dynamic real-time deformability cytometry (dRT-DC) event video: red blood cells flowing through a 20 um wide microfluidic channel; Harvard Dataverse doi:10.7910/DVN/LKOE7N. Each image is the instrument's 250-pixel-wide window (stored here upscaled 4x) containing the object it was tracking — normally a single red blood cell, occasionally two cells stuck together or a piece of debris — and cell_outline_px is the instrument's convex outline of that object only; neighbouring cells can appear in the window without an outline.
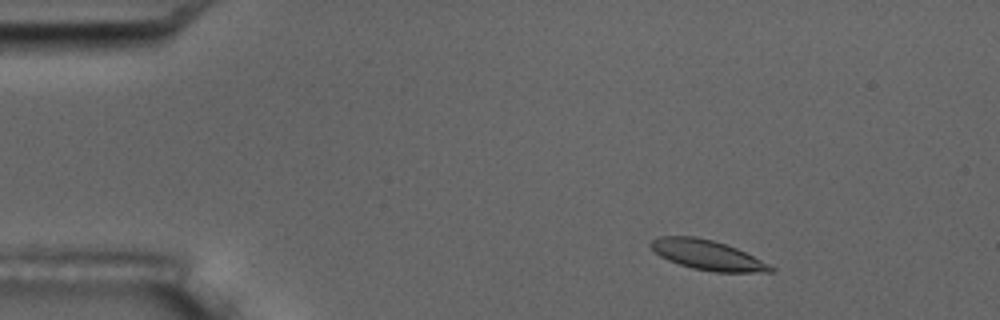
{"species": "common noctule bat (a hibernating species)", "species_latin": "Nyctalus noctula", "temperature_condition": "room temperature", "stored_images_in_passage": 4, "camera_frame_rate_fps": 3000, "um_per_image_px": 0.085, "animal": {"sex": "male", "body_mass_g": 17.5, "forearm_length_mm": 52.3}, "frame": {"image": 1, "passage_image": 2, "time_ms": 1.0, "image_size_px": [1000, 320], "cell_outline_px": [[776, 272], [716, 272], [692, 268], [668, 260], [660, 256], [648, 244], [652, 240], [660, 236], [692, 236], [712, 240], [736, 248], [776, 268]], "centroid_in_image_um": [60.12, 21.68], "position_along_channel_um": 24.9, "area_um2": 20.52}}